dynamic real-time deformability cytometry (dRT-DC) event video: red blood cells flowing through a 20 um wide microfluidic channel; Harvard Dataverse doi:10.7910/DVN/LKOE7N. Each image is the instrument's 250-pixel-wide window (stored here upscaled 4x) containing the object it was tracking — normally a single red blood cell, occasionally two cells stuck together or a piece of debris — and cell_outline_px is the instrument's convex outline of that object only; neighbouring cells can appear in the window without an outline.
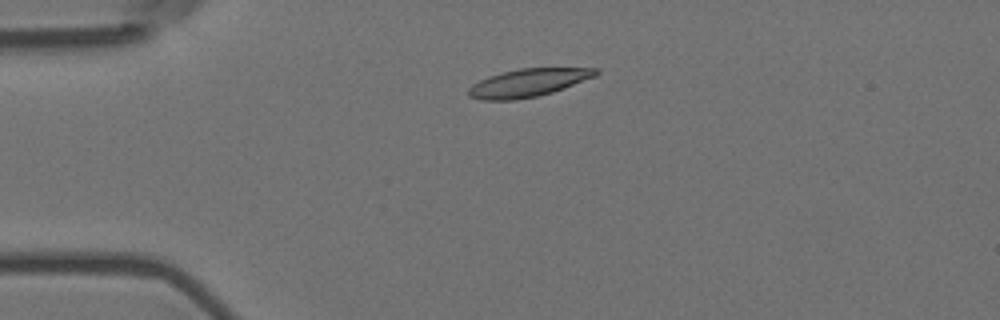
{"species": "Egyptian fruit bat (a non-hibernating species)", "species_latin": "Rousettus aegyptiacus", "temperature_condition": "room temperature", "stored_images_in_passage": 53, "camera_frame_rate_fps": 3000, "um_per_image_px": 0.085, "animal": {"sex": "female"}, "frame": {"image": 1, "passage_image": 10, "time_ms": 3.0, "image_size_px": [1000, 320], "cell_outline_px": [[600, 72], [596, 76], [564, 88], [552, 92], [536, 96], [516, 100], [480, 100], [468, 96], [468, 88], [472, 84], [488, 76], [520, 68], [600, 68]], "centroid_in_image_um": [44.89, 7.03], "position_along_channel_um": 40.1, "area_um2": 20.75}}
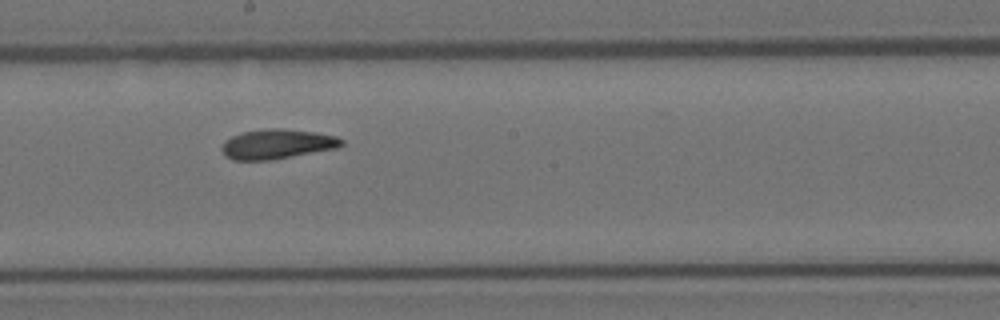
{"frame": {"image": 2, "passage_image": 28, "time_ms": 9.0, "image_size_px": [1000, 320], "cell_outline_px": [[344, 144], [336, 148], [272, 160], [232, 160], [224, 156], [220, 148], [224, 140], [240, 132], [264, 128], [280, 128], [316, 132], [336, 136], [344, 140]], "centroid_in_image_um": [23.51, 12.24], "position_along_channel_um": 224.7, "area_um2": 21.04}}
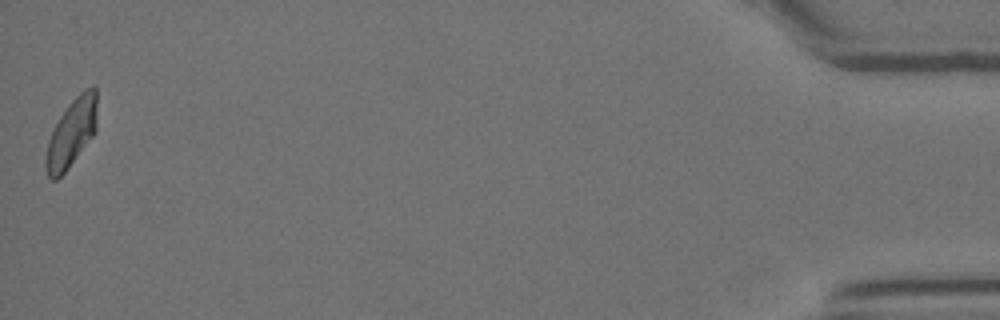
{"frame": {"image": 3, "passage_image": 53, "time_ms": 17.333, "image_size_px": [1000, 320], "cell_outline_px": [[96, 132], [68, 168], [56, 180], [52, 180], [48, 176], [44, 168], [44, 160], [48, 140], [60, 116], [68, 104], [84, 88], [92, 84], [96, 88]], "centroid_in_image_um": [6.07, 11.29], "position_along_channel_um": 429.1, "area_um2": 20.4}, "authors_computed_cell_mechanics": {"area_um2": 20.519, "velocity_mm_per_s": 3.5781, "shape_relaxation_time_tau1_ms": 9.569, "shape_relaxation_time_tau2_ms": 2.9517, "deformation_change_tau1": 0.2216, "deformation_change_tau2": 0.0982}}